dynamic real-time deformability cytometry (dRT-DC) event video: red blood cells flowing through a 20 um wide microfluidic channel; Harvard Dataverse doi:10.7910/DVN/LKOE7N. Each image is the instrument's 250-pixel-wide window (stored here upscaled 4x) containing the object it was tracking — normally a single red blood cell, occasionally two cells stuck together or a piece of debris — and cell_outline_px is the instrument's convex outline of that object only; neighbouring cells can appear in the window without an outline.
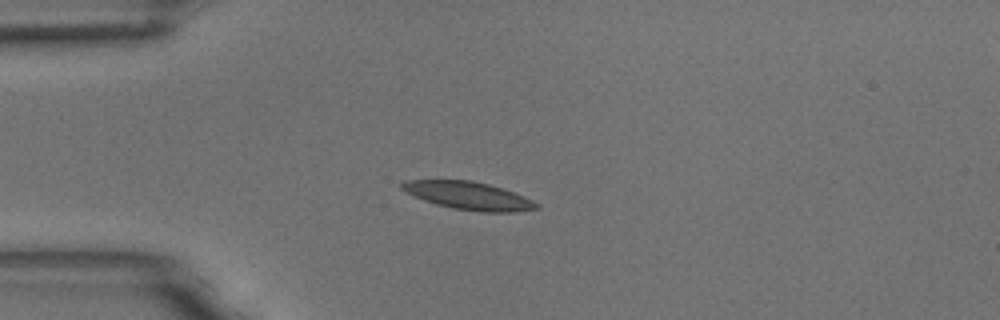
{"species": "common noctule bat (a hibernating species)", "species_latin": "Nyctalus noctula", "temperature_condition": "room temperature", "stored_images_in_passage": 14, "camera_frame_rate_fps": 3000, "um_per_image_px": 0.085, "animal": {"sex": "male", "body_mass_g": 18.8}, "frame": {"image": 1, "passage_image": 3, "time_ms": 0.667, "image_size_px": [1000, 320], "cell_outline_px": [[540, 208], [516, 212], [480, 212], [452, 208], [436, 204], [424, 200], [400, 188], [400, 184], [404, 180], [472, 180], [504, 188], [524, 196], [540, 204]], "centroid_in_image_um": [39.87, 16.63], "position_along_channel_um": 45.1, "area_um2": 21.91}}
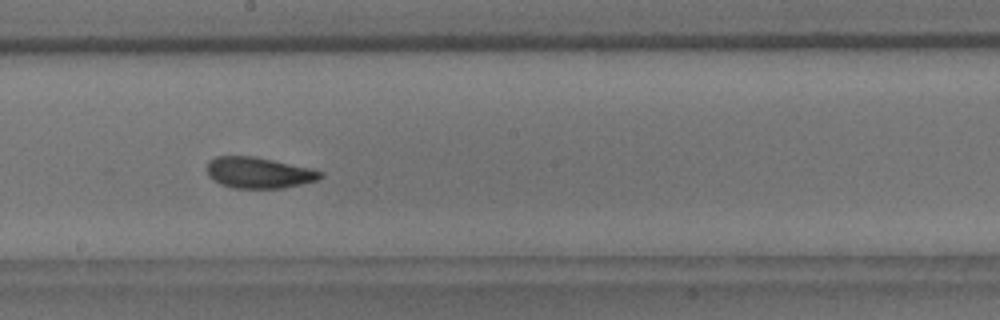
{"frame": {"image": 2, "passage_image": 8, "time_ms": 2.333, "image_size_px": [1000, 320], "cell_outline_px": [[324, 176], [320, 180], [284, 188], [232, 188], [220, 184], [212, 180], [208, 176], [204, 168], [208, 160], [216, 156], [252, 156], [312, 168], [324, 172]], "centroid_in_image_um": [21.97, 14.68], "position_along_channel_um": 226.2, "area_um2": 20.98}}
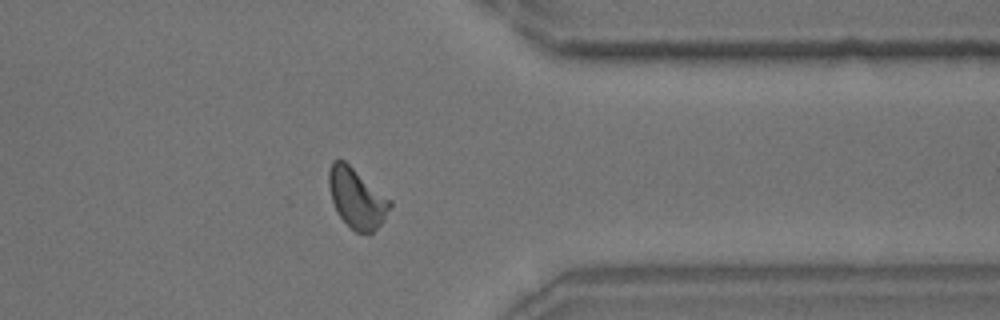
{"frame": {"image": 3, "passage_image": 12, "time_ms": 3.667, "image_size_px": [1000, 320], "cell_outline_px": [[392, 204], [384, 220], [372, 232], [356, 232], [336, 212], [332, 200], [328, 184], [328, 168], [332, 160], [344, 160], [392, 200]], "centroid_in_image_um": [30.31, 16.81], "position_along_channel_um": 381.1, "area_um2": 21.21}}